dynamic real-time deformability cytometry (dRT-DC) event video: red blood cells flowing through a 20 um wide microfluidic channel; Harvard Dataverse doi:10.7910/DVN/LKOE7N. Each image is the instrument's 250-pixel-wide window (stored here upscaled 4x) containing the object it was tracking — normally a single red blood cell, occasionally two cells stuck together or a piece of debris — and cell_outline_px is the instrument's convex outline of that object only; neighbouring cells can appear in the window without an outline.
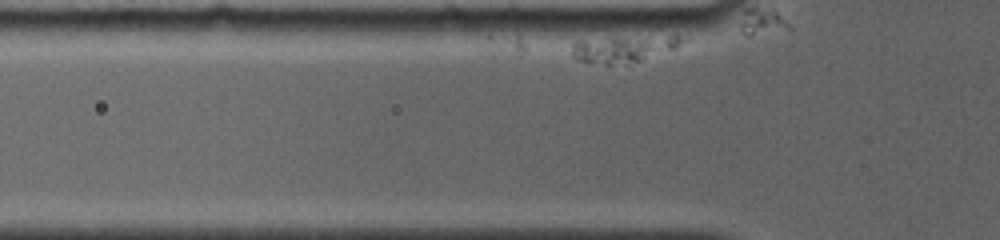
{"species": "common noctule bat (a hibernating species)", "species_latin": "Nyctalus noctula", "temperature_condition": "room temperature", "stored_images_in_passage": 2, "camera_frame_rate_fps": 4000, "um_per_image_px": 0.085, "animal": {"sex": "female", "body_mass_g": 19.0, "forearm_length_mm": 56.7}, "frame": {"image": 1, "passage_image": 2, "time_ms": 0.25, "image_size_px": [1000, 240], "cell_outline_px": [[652, 48], [640, 60], [608, 64], [604, 64], [580, 60], [572, 56], [572, 40], [612, 36], [616, 36], [644, 40], [652, 44]], "centroid_in_image_um": [51.86, 4.22], "position_along_channel_um": 73.9, "area_um2": 12.83}}